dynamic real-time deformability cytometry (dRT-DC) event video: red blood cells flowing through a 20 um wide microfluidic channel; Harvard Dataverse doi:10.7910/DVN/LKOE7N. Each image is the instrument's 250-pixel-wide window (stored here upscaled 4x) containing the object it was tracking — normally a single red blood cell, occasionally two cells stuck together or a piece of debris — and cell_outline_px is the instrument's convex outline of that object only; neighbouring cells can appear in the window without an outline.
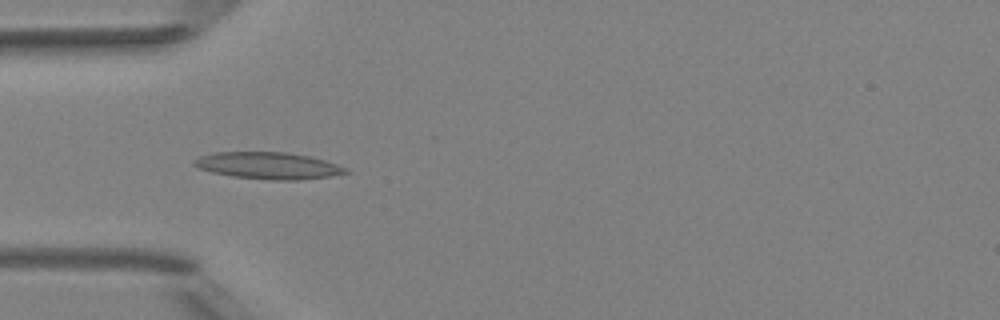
{"species": "Egyptian fruit bat (a non-hibernating species)", "species_latin": "Rousettus aegyptiacus", "temperature_condition": "room temperature", "stored_images_in_passage": 5, "camera_frame_rate_fps": 3000, "um_per_image_px": 0.085, "animal": {"sex": "female"}, "frame": {"image": 1, "passage_image": 4, "time_ms": 3.333, "image_size_px": [1000, 320], "cell_outline_px": [[352, 172], [328, 176], [296, 180], [272, 180], [232, 176], [212, 172], [200, 168], [192, 164], [192, 160], [200, 156], [216, 152], [284, 152], [308, 156], [324, 160], [348, 168]], "centroid_in_image_um": [22.8, 14.07], "position_along_channel_um": 62.2, "area_um2": 23.52}}
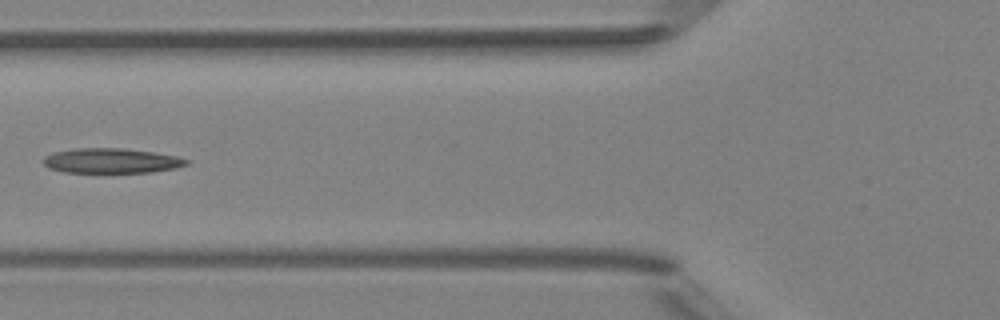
{"frame": {"image": 2, "passage_image": 5, "time_ms": 4.667, "image_size_px": [1000, 320], "cell_outline_px": [[188, 164], [176, 168], [152, 172], [64, 172], [48, 168], [44, 164], [44, 156], [52, 152], [72, 148], [120, 148], [152, 152], [176, 156], [188, 160]], "centroid_in_image_um": [9.42, 13.66], "position_along_channel_um": 116.4, "area_um2": 20.69}}